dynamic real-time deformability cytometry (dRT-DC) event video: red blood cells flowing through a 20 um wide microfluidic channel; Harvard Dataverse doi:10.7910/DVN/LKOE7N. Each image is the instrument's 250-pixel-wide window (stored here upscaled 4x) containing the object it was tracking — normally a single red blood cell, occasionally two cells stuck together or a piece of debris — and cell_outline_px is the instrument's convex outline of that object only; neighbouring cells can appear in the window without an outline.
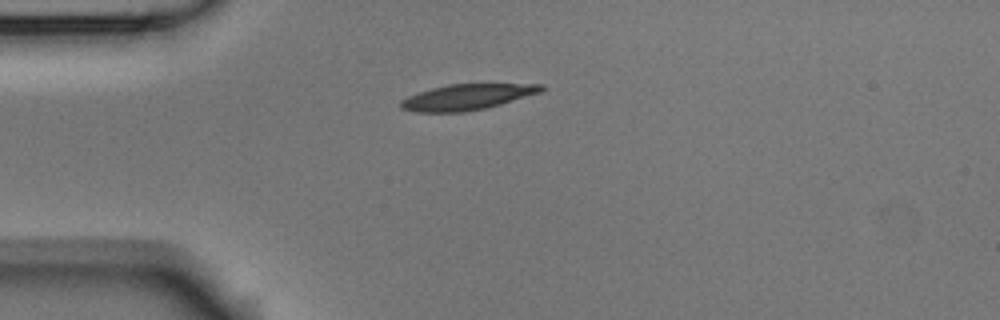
{"species": "Egyptian fruit bat (a non-hibernating species)", "species_latin": "Rousettus aegyptiacus", "temperature_condition": "room temperature", "stored_images_in_passage": 1, "camera_frame_rate_fps": 3000, "um_per_image_px": 0.085, "animal": {"sex": "male"}, "frame": {"image": 1, "passage_image": 1, "time_ms": 0.0, "image_size_px": [1000, 320], "cell_outline_px": [[544, 88], [540, 92], [500, 104], [484, 108], [464, 112], [416, 112], [400, 108], [400, 100], [408, 96], [432, 88], [448, 84], [544, 84]], "centroid_in_image_um": [39.66, 8.25], "position_along_channel_um": 45.3, "area_um2": 20.81}}